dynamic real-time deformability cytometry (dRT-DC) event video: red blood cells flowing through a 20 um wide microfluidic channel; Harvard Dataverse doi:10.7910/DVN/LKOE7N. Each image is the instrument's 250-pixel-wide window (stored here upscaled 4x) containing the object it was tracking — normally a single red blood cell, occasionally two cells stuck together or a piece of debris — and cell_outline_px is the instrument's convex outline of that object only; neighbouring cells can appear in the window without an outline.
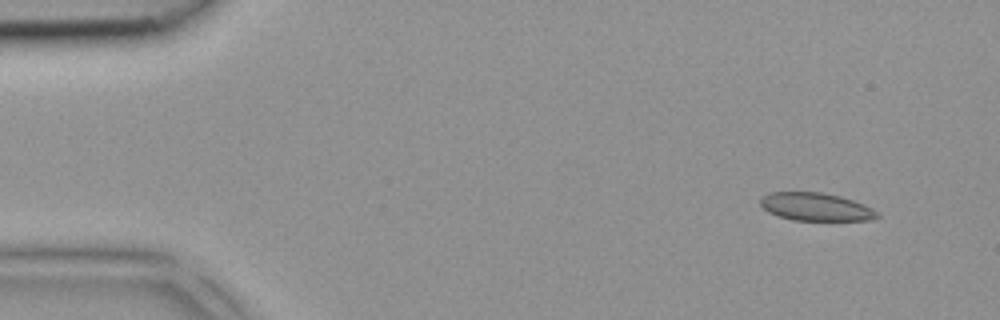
{"species": "common noctule bat (a hibernating species)", "species_latin": "Nyctalus noctula", "temperature_condition": "room temperature", "stored_images_in_passage": 3, "camera_frame_rate_fps": 3000, "um_per_image_px": 0.085, "animal": {"sex": "female", "body_mass_g": 18.4}, "frame": {"image": 1, "passage_image": 1, "time_ms": 0.0, "image_size_px": [1000, 320], "cell_outline_px": [[880, 216], [868, 220], [792, 220], [776, 216], [768, 212], [760, 204], [760, 200], [764, 196], [772, 192], [820, 192], [840, 196], [864, 204], [872, 208]], "centroid_in_image_um": [69.32, 17.58], "position_along_channel_um": 15.7, "area_um2": 18.9}}
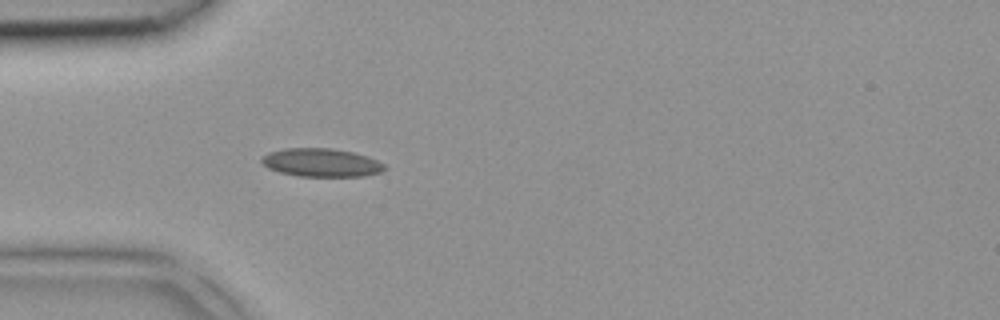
{"frame": {"image": 2, "passage_image": 3, "time_ms": 0.667, "image_size_px": [1000, 320], "cell_outline_px": [[388, 168], [380, 172], [364, 176], [300, 176], [280, 172], [268, 168], [260, 160], [260, 156], [268, 152], [284, 148], [332, 148], [352, 152], [368, 156], [384, 164]], "centroid_in_image_um": [27.3, 13.81], "position_along_channel_um": 57.7, "area_um2": 20.35}}